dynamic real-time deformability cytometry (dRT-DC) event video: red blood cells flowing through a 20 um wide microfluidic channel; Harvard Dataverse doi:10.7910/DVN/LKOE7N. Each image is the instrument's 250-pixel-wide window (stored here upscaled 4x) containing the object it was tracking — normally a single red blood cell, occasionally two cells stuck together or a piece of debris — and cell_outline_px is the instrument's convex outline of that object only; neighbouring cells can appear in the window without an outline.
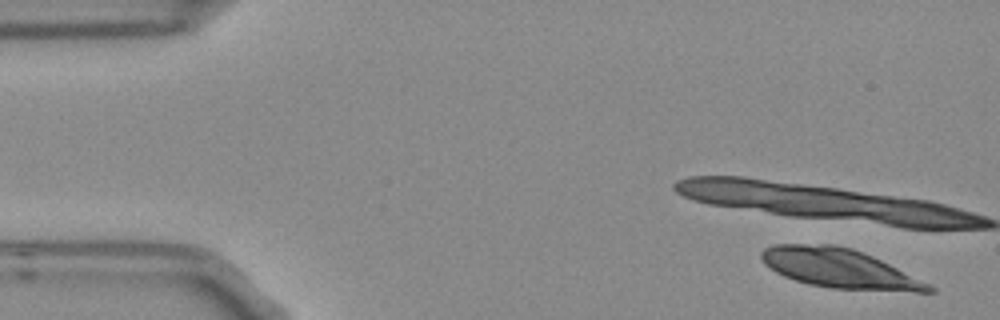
{"species": "Egyptian fruit bat (a non-hibernating species)", "species_latin": "Rousettus aegyptiacus", "temperature_condition": "room temperature", "stored_images_in_passage": 5, "camera_frame_rate_fps": 3000, "um_per_image_px": 0.085, "frame": {"image": 1, "passage_image": 1, "time_ms": 0.0, "image_size_px": [1000, 320], "cell_outline_px": [[936, 292], [916, 292], [832, 288], [808, 284], [784, 276], [776, 272], [764, 264], [760, 256], [760, 252], [764, 248], [776, 244], [832, 244], [852, 248], [872, 256], [936, 288]], "centroid_in_image_um": [71.29, 22.81], "position_along_channel_um": 13.7, "area_um2": 37.92}}
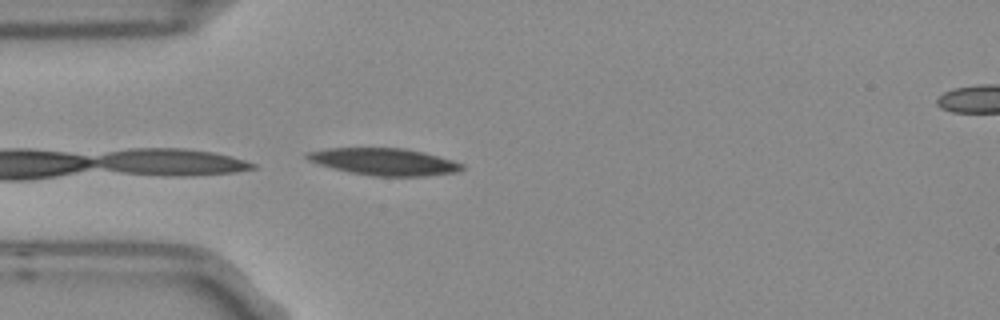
{"frame": {"image": 2, "passage_image": 5, "time_ms": 1.333, "image_size_px": [1000, 320], "cell_outline_px": [[464, 168], [456, 172], [428, 176], [372, 176], [348, 172], [332, 168], [308, 160], [304, 156], [304, 152], [328, 148], [404, 148], [424, 152], [452, 160], [464, 164]], "centroid_in_image_um": [32.64, 13.74], "position_along_channel_um": 52.4, "area_um2": 24.51}}